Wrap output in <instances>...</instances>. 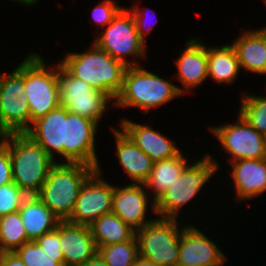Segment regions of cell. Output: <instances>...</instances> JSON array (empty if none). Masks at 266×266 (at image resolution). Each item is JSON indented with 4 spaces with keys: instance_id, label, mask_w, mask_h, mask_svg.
Instances as JSON below:
<instances>
[{
    "instance_id": "obj_1",
    "label": "cell",
    "mask_w": 266,
    "mask_h": 266,
    "mask_svg": "<svg viewBox=\"0 0 266 266\" xmlns=\"http://www.w3.org/2000/svg\"><path fill=\"white\" fill-rule=\"evenodd\" d=\"M60 64L74 77L108 94L114 101L123 88L127 66L93 42L83 53L67 52Z\"/></svg>"
},
{
    "instance_id": "obj_2",
    "label": "cell",
    "mask_w": 266,
    "mask_h": 266,
    "mask_svg": "<svg viewBox=\"0 0 266 266\" xmlns=\"http://www.w3.org/2000/svg\"><path fill=\"white\" fill-rule=\"evenodd\" d=\"M179 97H182L180 86L146 70L143 65L131 66L125 71L123 88L114 107L140 108L146 114L150 109H159L163 104Z\"/></svg>"
},
{
    "instance_id": "obj_3",
    "label": "cell",
    "mask_w": 266,
    "mask_h": 266,
    "mask_svg": "<svg viewBox=\"0 0 266 266\" xmlns=\"http://www.w3.org/2000/svg\"><path fill=\"white\" fill-rule=\"evenodd\" d=\"M96 170L83 163L56 162L36 196L60 221H67L84 182Z\"/></svg>"
},
{
    "instance_id": "obj_4",
    "label": "cell",
    "mask_w": 266,
    "mask_h": 266,
    "mask_svg": "<svg viewBox=\"0 0 266 266\" xmlns=\"http://www.w3.org/2000/svg\"><path fill=\"white\" fill-rule=\"evenodd\" d=\"M4 144L10 152L13 182L28 196L36 195L56 162L25 133L7 134Z\"/></svg>"
},
{
    "instance_id": "obj_5",
    "label": "cell",
    "mask_w": 266,
    "mask_h": 266,
    "mask_svg": "<svg viewBox=\"0 0 266 266\" xmlns=\"http://www.w3.org/2000/svg\"><path fill=\"white\" fill-rule=\"evenodd\" d=\"M193 160L178 179L155 201V213L162 218H180L183 207L200 194L210 179L216 176L220 163L207 152L197 161ZM219 165V166H218ZM204 186V187H203ZM200 192V193H199ZM179 216V217H178Z\"/></svg>"
},
{
    "instance_id": "obj_6",
    "label": "cell",
    "mask_w": 266,
    "mask_h": 266,
    "mask_svg": "<svg viewBox=\"0 0 266 266\" xmlns=\"http://www.w3.org/2000/svg\"><path fill=\"white\" fill-rule=\"evenodd\" d=\"M24 85L31 113V124L61 105L58 62L49 66L40 54L28 53L24 58Z\"/></svg>"
},
{
    "instance_id": "obj_7",
    "label": "cell",
    "mask_w": 266,
    "mask_h": 266,
    "mask_svg": "<svg viewBox=\"0 0 266 266\" xmlns=\"http://www.w3.org/2000/svg\"><path fill=\"white\" fill-rule=\"evenodd\" d=\"M99 33L92 41L99 49L127 67L141 65L137 59L146 57L148 45L138 35L133 15L127 6Z\"/></svg>"
},
{
    "instance_id": "obj_8",
    "label": "cell",
    "mask_w": 266,
    "mask_h": 266,
    "mask_svg": "<svg viewBox=\"0 0 266 266\" xmlns=\"http://www.w3.org/2000/svg\"><path fill=\"white\" fill-rule=\"evenodd\" d=\"M179 219L153 217L136 231L139 255L156 266H177L183 226ZM181 226V227H180Z\"/></svg>"
},
{
    "instance_id": "obj_9",
    "label": "cell",
    "mask_w": 266,
    "mask_h": 266,
    "mask_svg": "<svg viewBox=\"0 0 266 266\" xmlns=\"http://www.w3.org/2000/svg\"><path fill=\"white\" fill-rule=\"evenodd\" d=\"M58 89L61 106L68 112L96 121L98 124L109 110V106H115V101L108 94L72 76L59 62Z\"/></svg>"
},
{
    "instance_id": "obj_10",
    "label": "cell",
    "mask_w": 266,
    "mask_h": 266,
    "mask_svg": "<svg viewBox=\"0 0 266 266\" xmlns=\"http://www.w3.org/2000/svg\"><path fill=\"white\" fill-rule=\"evenodd\" d=\"M25 92L22 60L12 72H0V128L6 134L25 133L31 126Z\"/></svg>"
},
{
    "instance_id": "obj_11",
    "label": "cell",
    "mask_w": 266,
    "mask_h": 266,
    "mask_svg": "<svg viewBox=\"0 0 266 266\" xmlns=\"http://www.w3.org/2000/svg\"><path fill=\"white\" fill-rule=\"evenodd\" d=\"M237 115L235 123L209 127L220 142L223 152L229 154L227 158L229 163L241 159L266 158L264 135L251 127L239 114Z\"/></svg>"
},
{
    "instance_id": "obj_12",
    "label": "cell",
    "mask_w": 266,
    "mask_h": 266,
    "mask_svg": "<svg viewBox=\"0 0 266 266\" xmlns=\"http://www.w3.org/2000/svg\"><path fill=\"white\" fill-rule=\"evenodd\" d=\"M99 125L96 121L67 111L62 162L83 163L99 169L101 162L95 143Z\"/></svg>"
},
{
    "instance_id": "obj_13",
    "label": "cell",
    "mask_w": 266,
    "mask_h": 266,
    "mask_svg": "<svg viewBox=\"0 0 266 266\" xmlns=\"http://www.w3.org/2000/svg\"><path fill=\"white\" fill-rule=\"evenodd\" d=\"M102 168L97 169L83 184L70 223L90 225L104 214L112 212L114 185L105 178Z\"/></svg>"
},
{
    "instance_id": "obj_14",
    "label": "cell",
    "mask_w": 266,
    "mask_h": 266,
    "mask_svg": "<svg viewBox=\"0 0 266 266\" xmlns=\"http://www.w3.org/2000/svg\"><path fill=\"white\" fill-rule=\"evenodd\" d=\"M154 205L144 184L128 183L120 187L114 184L112 212L133 230L137 231L153 220L147 219L146 215L150 208V213L156 216Z\"/></svg>"
},
{
    "instance_id": "obj_15",
    "label": "cell",
    "mask_w": 266,
    "mask_h": 266,
    "mask_svg": "<svg viewBox=\"0 0 266 266\" xmlns=\"http://www.w3.org/2000/svg\"><path fill=\"white\" fill-rule=\"evenodd\" d=\"M197 227L183 226L177 266H215L227 258L215 241Z\"/></svg>"
},
{
    "instance_id": "obj_16",
    "label": "cell",
    "mask_w": 266,
    "mask_h": 266,
    "mask_svg": "<svg viewBox=\"0 0 266 266\" xmlns=\"http://www.w3.org/2000/svg\"><path fill=\"white\" fill-rule=\"evenodd\" d=\"M185 48L179 57L174 59L177 68L176 80L181 82L182 95L186 96L202 85L208 78L207 46L200 37L190 38L184 44Z\"/></svg>"
},
{
    "instance_id": "obj_17",
    "label": "cell",
    "mask_w": 266,
    "mask_h": 266,
    "mask_svg": "<svg viewBox=\"0 0 266 266\" xmlns=\"http://www.w3.org/2000/svg\"><path fill=\"white\" fill-rule=\"evenodd\" d=\"M119 127L154 163L172 158L181 151L174 140L147 123L140 124L123 117Z\"/></svg>"
},
{
    "instance_id": "obj_18",
    "label": "cell",
    "mask_w": 266,
    "mask_h": 266,
    "mask_svg": "<svg viewBox=\"0 0 266 266\" xmlns=\"http://www.w3.org/2000/svg\"><path fill=\"white\" fill-rule=\"evenodd\" d=\"M66 119L67 110L60 105L51 110L47 115L34 121L25 132V134L38 143L55 162H62L63 160ZM58 155L60 157L56 158Z\"/></svg>"
},
{
    "instance_id": "obj_19",
    "label": "cell",
    "mask_w": 266,
    "mask_h": 266,
    "mask_svg": "<svg viewBox=\"0 0 266 266\" xmlns=\"http://www.w3.org/2000/svg\"><path fill=\"white\" fill-rule=\"evenodd\" d=\"M229 166L237 202L253 200L266 192V158L241 159Z\"/></svg>"
},
{
    "instance_id": "obj_20",
    "label": "cell",
    "mask_w": 266,
    "mask_h": 266,
    "mask_svg": "<svg viewBox=\"0 0 266 266\" xmlns=\"http://www.w3.org/2000/svg\"><path fill=\"white\" fill-rule=\"evenodd\" d=\"M59 235L64 266H80L97 253L94 238L88 225L60 221Z\"/></svg>"
},
{
    "instance_id": "obj_21",
    "label": "cell",
    "mask_w": 266,
    "mask_h": 266,
    "mask_svg": "<svg viewBox=\"0 0 266 266\" xmlns=\"http://www.w3.org/2000/svg\"><path fill=\"white\" fill-rule=\"evenodd\" d=\"M109 127L116 144L114 153L118 164L130 178V183L143 184L148 179L154 162L120 128L110 125Z\"/></svg>"
},
{
    "instance_id": "obj_22",
    "label": "cell",
    "mask_w": 266,
    "mask_h": 266,
    "mask_svg": "<svg viewBox=\"0 0 266 266\" xmlns=\"http://www.w3.org/2000/svg\"><path fill=\"white\" fill-rule=\"evenodd\" d=\"M231 42L241 70L266 76V30L263 28L244 30Z\"/></svg>"
},
{
    "instance_id": "obj_23",
    "label": "cell",
    "mask_w": 266,
    "mask_h": 266,
    "mask_svg": "<svg viewBox=\"0 0 266 266\" xmlns=\"http://www.w3.org/2000/svg\"><path fill=\"white\" fill-rule=\"evenodd\" d=\"M18 211L30 241H36L43 234L53 231L60 222L36 195L27 196Z\"/></svg>"
},
{
    "instance_id": "obj_24",
    "label": "cell",
    "mask_w": 266,
    "mask_h": 266,
    "mask_svg": "<svg viewBox=\"0 0 266 266\" xmlns=\"http://www.w3.org/2000/svg\"><path fill=\"white\" fill-rule=\"evenodd\" d=\"M207 70L208 78L214 83L232 85L241 71L234 47L229 43L215 47L208 45Z\"/></svg>"
},
{
    "instance_id": "obj_25",
    "label": "cell",
    "mask_w": 266,
    "mask_h": 266,
    "mask_svg": "<svg viewBox=\"0 0 266 266\" xmlns=\"http://www.w3.org/2000/svg\"><path fill=\"white\" fill-rule=\"evenodd\" d=\"M183 154V151H180L172 158L163 159L153 164L151 173L143 184L154 201L174 184L184 169L191 163Z\"/></svg>"
},
{
    "instance_id": "obj_26",
    "label": "cell",
    "mask_w": 266,
    "mask_h": 266,
    "mask_svg": "<svg viewBox=\"0 0 266 266\" xmlns=\"http://www.w3.org/2000/svg\"><path fill=\"white\" fill-rule=\"evenodd\" d=\"M96 248L131 240L136 231L113 212L104 214L89 225Z\"/></svg>"
},
{
    "instance_id": "obj_27",
    "label": "cell",
    "mask_w": 266,
    "mask_h": 266,
    "mask_svg": "<svg viewBox=\"0 0 266 266\" xmlns=\"http://www.w3.org/2000/svg\"><path fill=\"white\" fill-rule=\"evenodd\" d=\"M29 241L19 211L0 217V253L15 252Z\"/></svg>"
},
{
    "instance_id": "obj_28",
    "label": "cell",
    "mask_w": 266,
    "mask_h": 266,
    "mask_svg": "<svg viewBox=\"0 0 266 266\" xmlns=\"http://www.w3.org/2000/svg\"><path fill=\"white\" fill-rule=\"evenodd\" d=\"M239 107L238 114L251 127L264 135L266 133V96L244 92Z\"/></svg>"
},
{
    "instance_id": "obj_29",
    "label": "cell",
    "mask_w": 266,
    "mask_h": 266,
    "mask_svg": "<svg viewBox=\"0 0 266 266\" xmlns=\"http://www.w3.org/2000/svg\"><path fill=\"white\" fill-rule=\"evenodd\" d=\"M97 253L108 266H133L139 256L136 235L129 241L97 248Z\"/></svg>"
},
{
    "instance_id": "obj_30",
    "label": "cell",
    "mask_w": 266,
    "mask_h": 266,
    "mask_svg": "<svg viewBox=\"0 0 266 266\" xmlns=\"http://www.w3.org/2000/svg\"><path fill=\"white\" fill-rule=\"evenodd\" d=\"M26 266H62L49 258L36 241L24 243L15 251Z\"/></svg>"
},
{
    "instance_id": "obj_31",
    "label": "cell",
    "mask_w": 266,
    "mask_h": 266,
    "mask_svg": "<svg viewBox=\"0 0 266 266\" xmlns=\"http://www.w3.org/2000/svg\"><path fill=\"white\" fill-rule=\"evenodd\" d=\"M28 195L14 182L0 187V217L18 211Z\"/></svg>"
},
{
    "instance_id": "obj_32",
    "label": "cell",
    "mask_w": 266,
    "mask_h": 266,
    "mask_svg": "<svg viewBox=\"0 0 266 266\" xmlns=\"http://www.w3.org/2000/svg\"><path fill=\"white\" fill-rule=\"evenodd\" d=\"M96 6L93 7L91 11L92 20L91 23L96 25V28L104 29L109 23L112 22L113 18L118 14V12L124 7L118 5L114 0H100ZM100 27H103L100 29Z\"/></svg>"
},
{
    "instance_id": "obj_33",
    "label": "cell",
    "mask_w": 266,
    "mask_h": 266,
    "mask_svg": "<svg viewBox=\"0 0 266 266\" xmlns=\"http://www.w3.org/2000/svg\"><path fill=\"white\" fill-rule=\"evenodd\" d=\"M36 242L41 246L49 258L59 262L62 266H64V257L59 245V223L53 231L43 234L36 240Z\"/></svg>"
},
{
    "instance_id": "obj_34",
    "label": "cell",
    "mask_w": 266,
    "mask_h": 266,
    "mask_svg": "<svg viewBox=\"0 0 266 266\" xmlns=\"http://www.w3.org/2000/svg\"><path fill=\"white\" fill-rule=\"evenodd\" d=\"M138 4H139V2L138 3L135 2V4L131 5L130 8H127V9L133 15L134 21L136 23V29H137L138 35L145 42V44H147V40H146L147 35L151 32L155 23L154 24L152 23V25H150L151 23L149 24V22L147 23V20H148L147 19L148 18L147 13L148 12L146 13L147 10L146 11L140 10V7Z\"/></svg>"
},
{
    "instance_id": "obj_35",
    "label": "cell",
    "mask_w": 266,
    "mask_h": 266,
    "mask_svg": "<svg viewBox=\"0 0 266 266\" xmlns=\"http://www.w3.org/2000/svg\"><path fill=\"white\" fill-rule=\"evenodd\" d=\"M13 182L12 161L9 148L4 144L0 148V187Z\"/></svg>"
},
{
    "instance_id": "obj_36",
    "label": "cell",
    "mask_w": 266,
    "mask_h": 266,
    "mask_svg": "<svg viewBox=\"0 0 266 266\" xmlns=\"http://www.w3.org/2000/svg\"><path fill=\"white\" fill-rule=\"evenodd\" d=\"M0 266H26L16 252L0 253Z\"/></svg>"
},
{
    "instance_id": "obj_37",
    "label": "cell",
    "mask_w": 266,
    "mask_h": 266,
    "mask_svg": "<svg viewBox=\"0 0 266 266\" xmlns=\"http://www.w3.org/2000/svg\"><path fill=\"white\" fill-rule=\"evenodd\" d=\"M80 266H108L106 262L96 253L90 260Z\"/></svg>"
},
{
    "instance_id": "obj_38",
    "label": "cell",
    "mask_w": 266,
    "mask_h": 266,
    "mask_svg": "<svg viewBox=\"0 0 266 266\" xmlns=\"http://www.w3.org/2000/svg\"><path fill=\"white\" fill-rule=\"evenodd\" d=\"M133 266H156V265L153 262H151L149 259L139 255Z\"/></svg>"
},
{
    "instance_id": "obj_39",
    "label": "cell",
    "mask_w": 266,
    "mask_h": 266,
    "mask_svg": "<svg viewBox=\"0 0 266 266\" xmlns=\"http://www.w3.org/2000/svg\"><path fill=\"white\" fill-rule=\"evenodd\" d=\"M11 1H14V2H17V3H20L22 4L23 6H34L36 5L38 2V0H11Z\"/></svg>"
},
{
    "instance_id": "obj_40",
    "label": "cell",
    "mask_w": 266,
    "mask_h": 266,
    "mask_svg": "<svg viewBox=\"0 0 266 266\" xmlns=\"http://www.w3.org/2000/svg\"><path fill=\"white\" fill-rule=\"evenodd\" d=\"M7 134L0 128V148L4 145Z\"/></svg>"
},
{
    "instance_id": "obj_41",
    "label": "cell",
    "mask_w": 266,
    "mask_h": 266,
    "mask_svg": "<svg viewBox=\"0 0 266 266\" xmlns=\"http://www.w3.org/2000/svg\"><path fill=\"white\" fill-rule=\"evenodd\" d=\"M228 261V258H226L225 260H223L221 263H219L218 265L215 266H224V264Z\"/></svg>"
},
{
    "instance_id": "obj_42",
    "label": "cell",
    "mask_w": 266,
    "mask_h": 266,
    "mask_svg": "<svg viewBox=\"0 0 266 266\" xmlns=\"http://www.w3.org/2000/svg\"><path fill=\"white\" fill-rule=\"evenodd\" d=\"M265 5H266V0H263ZM266 7V6H265ZM261 28L265 29L266 30V26H262Z\"/></svg>"
}]
</instances>
